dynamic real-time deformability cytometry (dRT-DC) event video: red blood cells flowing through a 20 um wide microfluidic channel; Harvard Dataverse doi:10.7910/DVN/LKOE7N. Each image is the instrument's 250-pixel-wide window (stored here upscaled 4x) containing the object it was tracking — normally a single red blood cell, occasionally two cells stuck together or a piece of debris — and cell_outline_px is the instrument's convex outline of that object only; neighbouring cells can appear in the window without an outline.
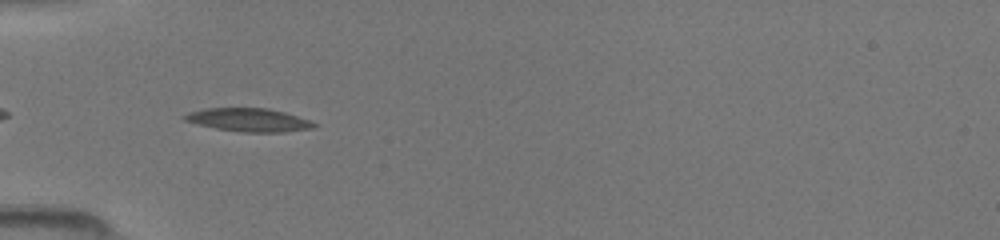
{"species": "common noctule bat (a hibernating species)", "species_latin": "Nyctalus noctula", "temperature_condition": "room temperature", "stored_images_in_passage": 34, "camera_frame_rate_fps": 3000, "um_per_image_px": 0.085, "animal": {"sex": "female", "body_mass_g": 19.5, "forearm_length_mm": 54.1}, "frame": {"image": 1, "passage_image": 2, "time_ms": 0.333, "image_size_px": [1000, 240], "cell_outline_px": [[316, 124], [312, 128], [284, 132], [244, 132], [216, 128], [184, 120], [180, 116], [188, 112], [204, 108], [268, 108], [284, 112], [308, 120]], "centroid_in_image_um": [21.09, 10.18], "position_along_channel_um": 63.9, "area_um2": 17.34}}
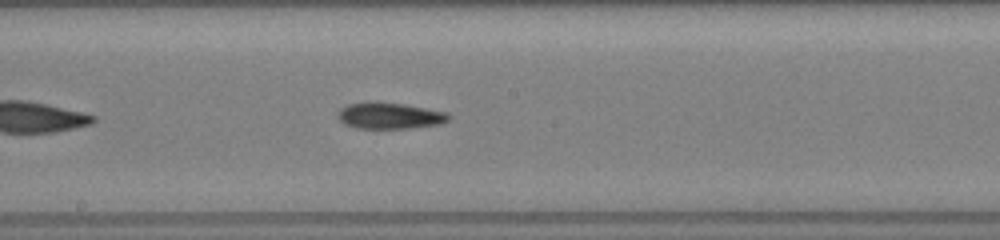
{"frame": {"image": 2, "passage_image": 13, "time_ms": 4.0, "image_size_px": [1000, 240], "cell_outline_px": [[452, 116], [448, 120], [440, 124], [408, 128], [356, 128], [344, 124], [336, 116], [340, 108], [348, 104], [364, 100], [376, 100], [404, 104], [448, 112]], "centroid_in_image_um": [33.08, 9.8], "position_along_channel_um": 215.1, "area_um2": 17.46}}
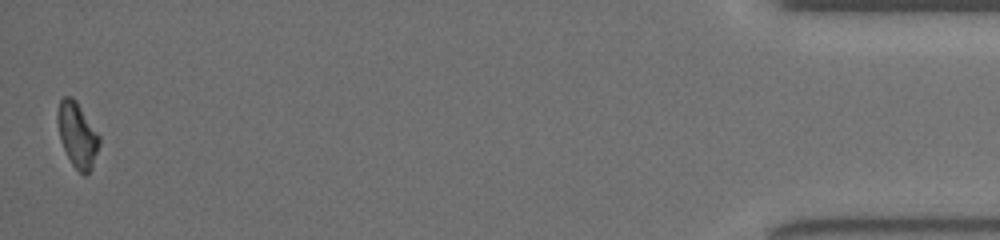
{"frame": {"image": 3, "passage_image": 34, "time_ms": 11.0, "image_size_px": [1000, 240], "cell_outline_px": [[100, 144], [92, 168], [84, 176], [72, 164], [60, 140], [56, 120], [56, 112], [60, 100], [64, 96], [72, 96], [76, 100], [100, 136]], "centroid_in_image_um": [6.56, 11.44], "position_along_channel_um": 428.6, "area_um2": 15.9}}